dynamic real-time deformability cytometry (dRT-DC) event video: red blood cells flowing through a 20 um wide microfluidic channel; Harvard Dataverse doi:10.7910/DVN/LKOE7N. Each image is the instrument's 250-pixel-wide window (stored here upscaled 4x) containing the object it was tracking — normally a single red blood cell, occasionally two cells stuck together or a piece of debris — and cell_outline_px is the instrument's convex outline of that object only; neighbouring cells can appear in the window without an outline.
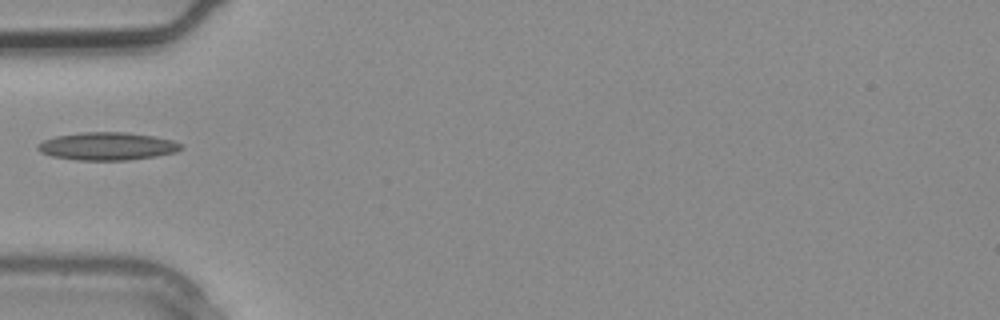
{"species": "common noctule bat (a hibernating species)", "species_latin": "Nyctalus noctula", "temperature_condition": "warm", "stored_images_in_passage": 1, "camera_frame_rate_fps": 3000, "um_per_image_px": 0.085, "animal": {"sex": "male", "body_mass_g": 20.4}, "frame": {"image": 1, "passage_image": 1, "time_ms": 0.0, "image_size_px": [1000, 320], "cell_outline_px": [[184, 148], [176, 152], [156, 156], [128, 160], [76, 160], [52, 156], [40, 152], [36, 148], [36, 144], [44, 140], [56, 136], [80, 132], [124, 132], [152, 136], [172, 140], [184, 144]], "centroid_in_image_um": [9.12, 12.43], "position_along_channel_um": 75.9, "area_um2": 23.35}}